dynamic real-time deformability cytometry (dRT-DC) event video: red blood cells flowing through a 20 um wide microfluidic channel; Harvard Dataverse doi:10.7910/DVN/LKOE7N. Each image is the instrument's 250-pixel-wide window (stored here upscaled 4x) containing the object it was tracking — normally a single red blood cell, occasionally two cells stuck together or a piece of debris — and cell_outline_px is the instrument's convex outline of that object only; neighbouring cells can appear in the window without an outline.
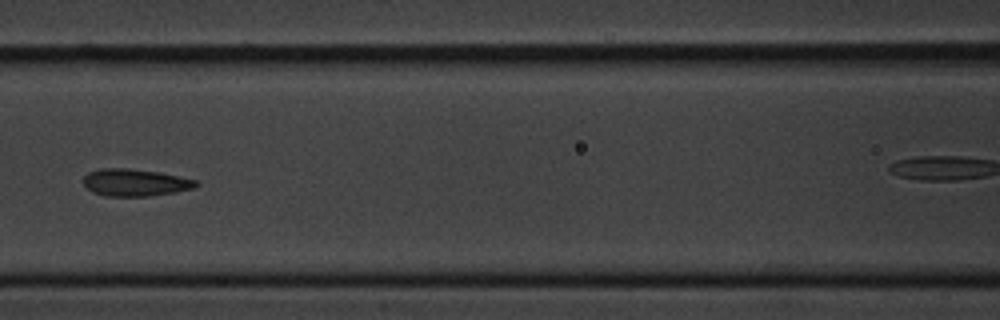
{"species": "common noctule bat (a hibernating species)", "species_latin": "Nyctalus noctula", "temperature_condition": "cold", "stored_images_in_passage": 18, "camera_frame_rate_fps": 3000, "um_per_image_px": 0.085, "animal": {"sex": "male", "body_mass_g": 20.1, "forearm_length_mm": 53.5}, "frame": {"image": 1, "passage_image": 8, "time_ms": 8.333, "image_size_px": [1000, 320], "cell_outline_px": [[200, 184], [196, 188], [176, 192], [148, 196], [104, 196], [92, 192], [84, 184], [84, 176], [88, 172], [100, 168], [128, 168], [160, 172], [196, 180]], "centroid_in_image_um": [11.5, 15.51], "position_along_channel_um": 155.1, "area_um2": 17.98}}
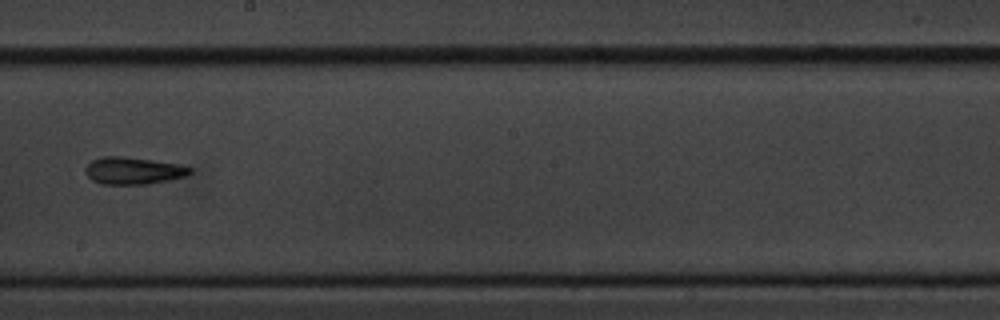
{"frame": {"image": 2, "passage_image": 11, "time_ms": 12.667, "image_size_px": [1000, 320], "cell_outline_px": [[192, 172], [184, 176], [168, 180], [148, 184], [100, 184], [92, 180], [84, 172], [84, 168], [92, 160], [104, 156], [124, 156], [152, 160], [176, 164], [192, 168]], "centroid_in_image_um": [11.28, 14.51], "position_along_channel_um": 236.9, "area_um2": 16.47}}
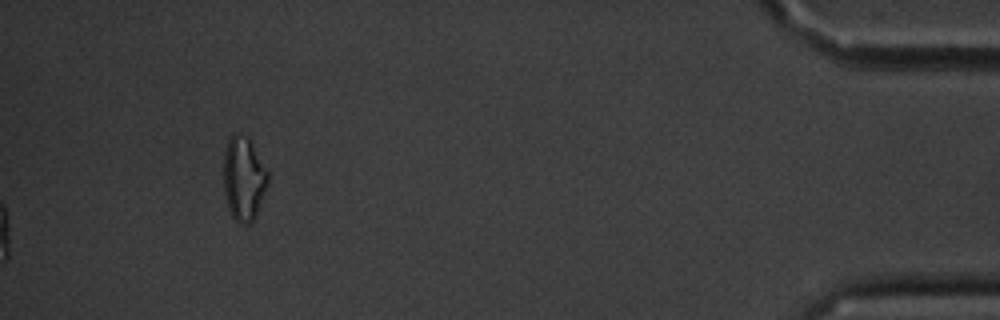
{"frame": {"image": 3, "passage_image": 17, "time_ms": 19.667, "image_size_px": [1000, 320], "cell_outline_px": [[268, 184], [256, 216], [248, 224], [240, 224], [232, 216], [228, 208], [224, 192], [224, 152], [228, 140], [236, 132], [240, 132], [252, 144], [268, 168]], "centroid_in_image_um": [20.72, 15.19], "position_along_channel_um": 414.5, "area_um2": 21.73}}